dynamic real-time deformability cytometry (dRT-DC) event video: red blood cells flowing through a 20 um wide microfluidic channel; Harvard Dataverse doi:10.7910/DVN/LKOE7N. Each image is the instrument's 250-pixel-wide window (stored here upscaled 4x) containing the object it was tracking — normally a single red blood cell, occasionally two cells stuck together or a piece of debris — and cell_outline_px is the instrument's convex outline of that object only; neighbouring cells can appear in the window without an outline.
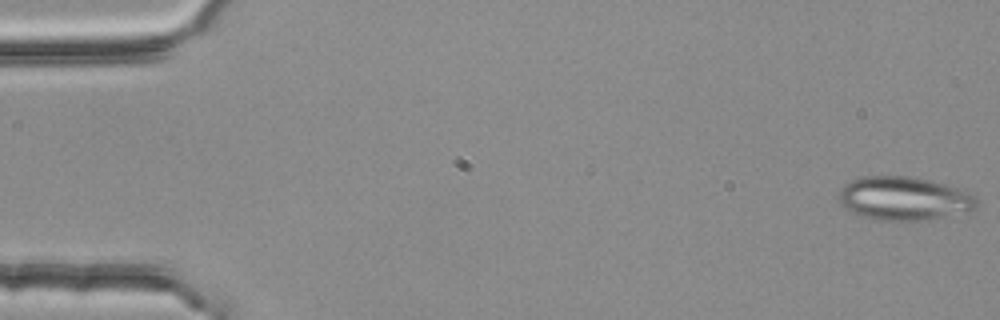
{"species": "common noctule bat (a hibernating species)", "species_latin": "Nyctalus noctula", "temperature_condition": "room temperature", "stored_images_in_passage": 54, "segment_of_instrument_passage": [1, 2], "camera_frame_rate_fps": 3000, "um_per_image_px": 0.085, "animal": {"sex": "female", "body_mass_g": 25.1}, "frame": {"image": 1, "passage_image": 1, "time_ms": 0.0, "image_size_px": [1000, 320], "cell_outline_px": [[980, 200], [976, 208], [924, 220], [880, 220], [864, 216], [852, 212], [840, 204], [836, 196], [840, 188], [844, 184], [852, 180], [864, 176], [908, 176], [932, 180], [964, 188], [976, 192]], "centroid_in_image_um": [76.88, 16.83], "position_along_channel_um": 8.1, "area_um2": 35.43}}